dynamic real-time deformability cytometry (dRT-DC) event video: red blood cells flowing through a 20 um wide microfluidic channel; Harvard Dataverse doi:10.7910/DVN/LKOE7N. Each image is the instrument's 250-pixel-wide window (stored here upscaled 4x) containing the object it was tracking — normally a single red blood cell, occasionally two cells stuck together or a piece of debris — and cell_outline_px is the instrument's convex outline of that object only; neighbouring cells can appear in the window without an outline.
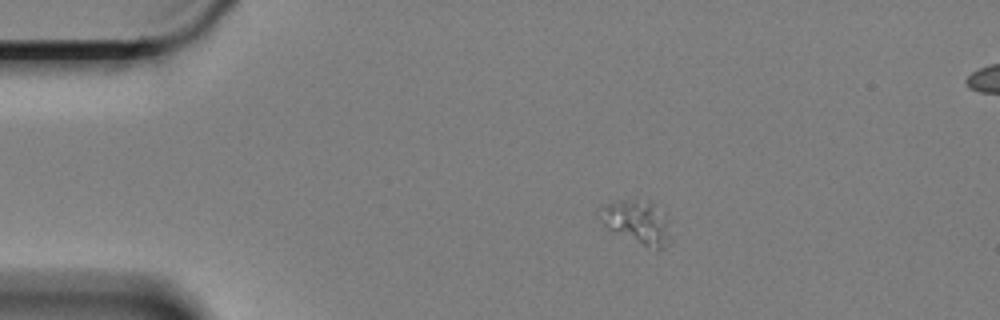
{"species": "Egyptian fruit bat (a non-hibernating species)", "species_latin": "Rousettus aegyptiacus", "temperature_condition": "cold", "stored_images_in_passage": 13, "camera_frame_rate_fps": 3000, "um_per_image_px": 0.085, "animal": {"sex": "female"}, "frame": {"image": 1, "passage_image": 1, "time_ms": 0.0, "image_size_px": [1000, 320], "cell_outline_px": [[668, 244], [660, 252], [656, 252], [608, 228], [596, 216], [596, 212], [604, 204], [620, 200], [648, 200], [668, 216]], "centroid_in_image_um": [54.15, 18.89], "position_along_channel_um": 30.9, "area_um2": 18.21}}
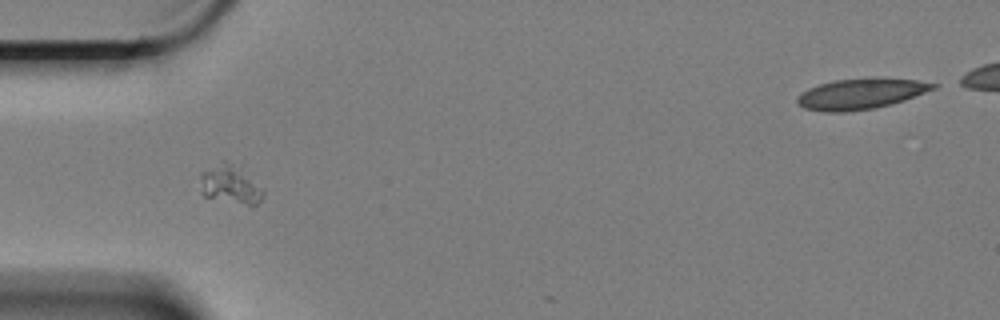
{"frame": {"image": 2, "passage_image": 9, "time_ms": 2.667, "image_size_px": [1000, 320], "cell_outline_px": [[264, 196], [256, 204], [248, 204], [204, 196], [200, 192], [200, 172], [224, 160], [264, 188]], "centroid_in_image_um": [19.52, 15.7], "position_along_channel_um": 65.5, "area_um2": 13.47}}
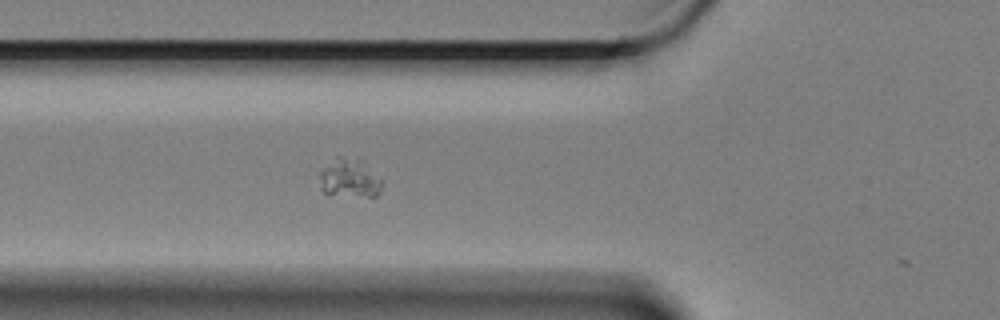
{"frame": {"image": 3, "passage_image": 12, "time_ms": 3.667, "image_size_px": [1000, 320], "cell_outline_px": [[380, 192], [376, 196], [368, 196], [324, 192], [320, 188], [320, 172], [336, 156], [340, 156], [380, 180]], "centroid_in_image_um": [29.58, 15.24], "position_along_channel_um": 96.2, "area_um2": 12.08}}